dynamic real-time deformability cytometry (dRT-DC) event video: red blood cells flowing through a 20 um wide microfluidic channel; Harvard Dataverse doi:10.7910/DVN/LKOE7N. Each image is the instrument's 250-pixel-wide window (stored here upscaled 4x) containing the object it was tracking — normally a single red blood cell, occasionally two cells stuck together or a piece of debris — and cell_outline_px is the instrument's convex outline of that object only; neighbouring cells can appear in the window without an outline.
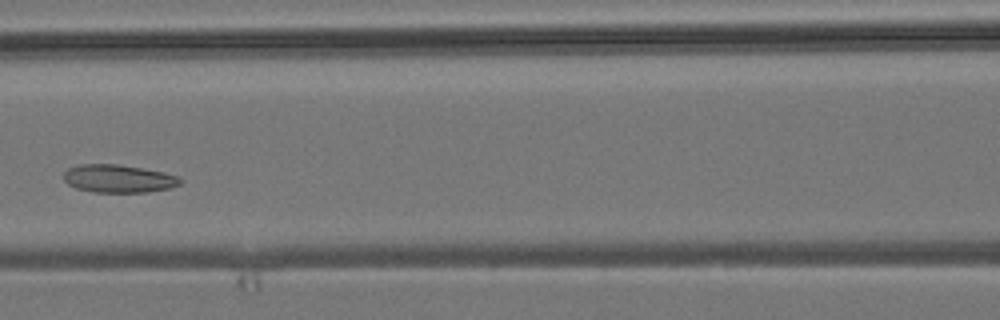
{"species": "common noctule bat (a hibernating species)", "species_latin": "Nyctalus noctula", "temperature_condition": "room temperature", "stored_images_in_passage": 5, "camera_frame_rate_fps": 3000, "um_per_image_px": 0.085, "animal": {"sex": "male", "body_mass_g": 19.2, "forearm_length_mm": 51.8}, "frame": {"image": 1, "passage_image": 5, "time_ms": 4.667, "image_size_px": [1000, 320], "cell_outline_px": [[184, 180], [180, 184], [168, 188], [148, 192], [92, 192], [76, 188], [68, 184], [64, 180], [64, 172], [68, 168], [80, 164], [116, 164], [164, 172], [180, 176]], "centroid_in_image_um": [10.08, 15.18], "position_along_channel_um": 156.5, "area_um2": 19.02}}